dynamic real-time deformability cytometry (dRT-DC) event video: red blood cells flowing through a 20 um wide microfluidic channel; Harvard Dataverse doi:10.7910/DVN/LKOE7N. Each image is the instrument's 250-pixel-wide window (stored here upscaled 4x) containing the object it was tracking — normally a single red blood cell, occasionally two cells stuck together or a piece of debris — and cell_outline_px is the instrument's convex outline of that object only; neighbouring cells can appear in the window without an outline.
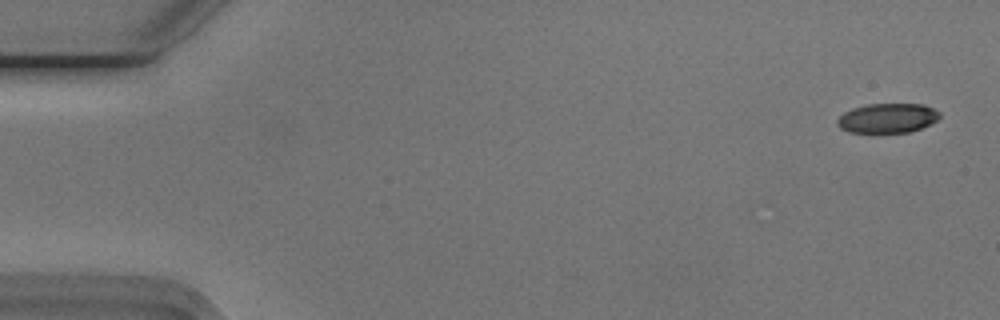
{"species": "Egyptian fruit bat (a non-hibernating species)", "species_latin": "Rousettus aegyptiacus", "temperature_condition": "cold", "stored_images_in_passage": 54, "camera_frame_rate_fps": 3000, "um_per_image_px": 0.085, "animal": {"sex": "male"}, "frame": {"image": 1, "passage_image": 2, "time_ms": 0.333, "image_size_px": [1000, 320], "cell_outline_px": [[940, 116], [936, 120], [920, 128], [908, 132], [848, 132], [840, 128], [836, 120], [844, 112], [852, 108], [868, 104], [924, 104], [940, 112]], "centroid_in_image_um": [75.42, 10.03], "position_along_channel_um": 9.6, "area_um2": 17.46}}
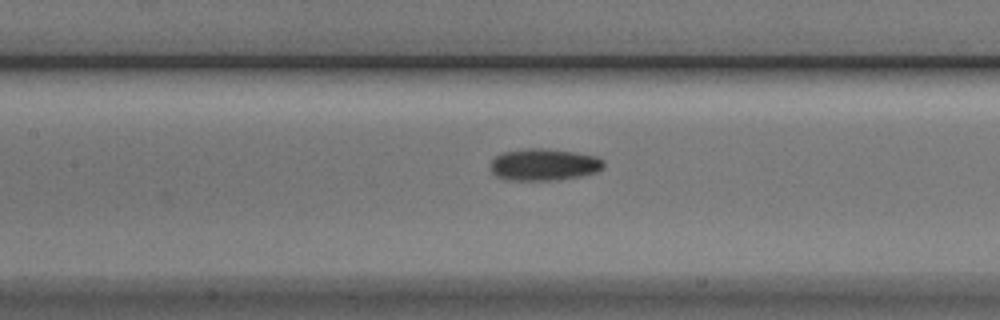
{"frame": {"image": 2, "passage_image": 25, "time_ms": 8.0, "image_size_px": [1000, 320], "cell_outline_px": [[604, 168], [596, 172], [580, 176], [552, 180], [512, 180], [496, 176], [492, 172], [492, 160], [496, 156], [504, 152], [528, 148], [540, 148], [576, 152], [596, 156], [604, 160]], "centroid_in_image_um": [46.27, 13.98], "position_along_channel_um": 161.1, "area_um2": 20.87}}
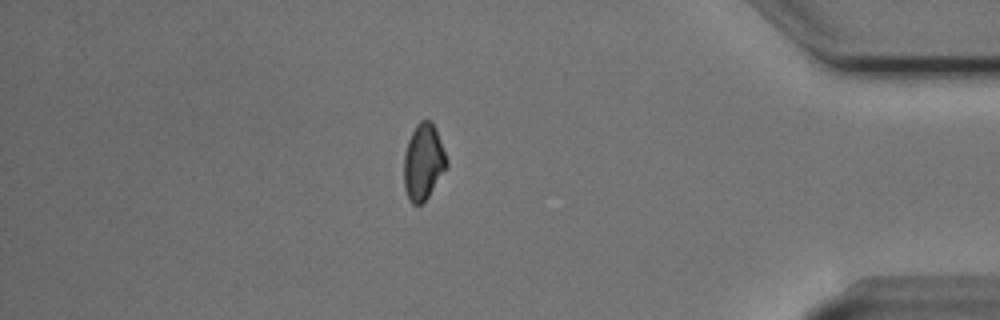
{"frame": {"image": 3, "passage_image": 47, "time_ms": 15.333, "image_size_px": [1000, 320], "cell_outline_px": [[448, 164], [428, 196], [420, 204], [412, 204], [408, 200], [404, 188], [404, 152], [408, 140], [416, 124], [420, 120], [432, 120], [436, 128], [448, 160]], "centroid_in_image_um": [35.97, 13.73], "position_along_channel_um": 399.2, "area_um2": 18.96}, "authors_computed_cell_mechanics": {"area_um2": 19.5653, "velocity_mm_per_s": 3.7566, "shape_relaxation_time_tau1_ms": 3.0387, "shape_relaxation_time_tau2_ms": null, "deformation_change_tau1": 0.0959, "deformation_change_tau2": null}}